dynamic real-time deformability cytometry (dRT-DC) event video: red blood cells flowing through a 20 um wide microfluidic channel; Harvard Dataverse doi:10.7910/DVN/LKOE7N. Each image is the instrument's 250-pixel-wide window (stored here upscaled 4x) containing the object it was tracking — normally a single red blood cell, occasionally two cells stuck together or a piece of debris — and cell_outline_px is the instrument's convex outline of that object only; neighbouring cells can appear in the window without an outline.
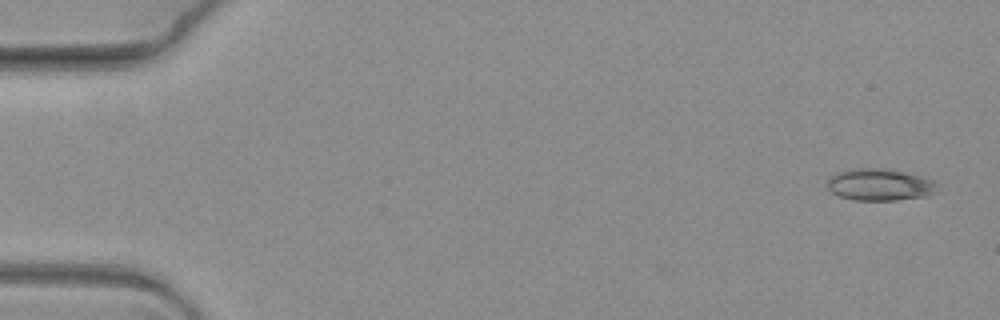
{"species": "common noctule bat (a hibernating species)", "species_latin": "Nyctalus noctula", "temperature_condition": "warm", "stored_images_in_passage": 6, "camera_frame_rate_fps": 3000, "um_per_image_px": 0.085, "animal": {"sex": "female", "body_mass_g": 19.3, "forearm_length_mm": 54.1}, "frame": {"image": 1, "passage_image": 1, "time_ms": 0.0, "image_size_px": [1000, 320], "cell_outline_px": [[940, 192], [928, 196], [896, 200], [856, 200], [840, 196], [832, 192], [828, 188], [828, 180], [836, 172], [852, 168], [888, 168], [904, 172], [932, 180], [936, 184]], "centroid_in_image_um": [74.81, 15.7], "position_along_channel_um": 10.2, "area_um2": 20.52}}